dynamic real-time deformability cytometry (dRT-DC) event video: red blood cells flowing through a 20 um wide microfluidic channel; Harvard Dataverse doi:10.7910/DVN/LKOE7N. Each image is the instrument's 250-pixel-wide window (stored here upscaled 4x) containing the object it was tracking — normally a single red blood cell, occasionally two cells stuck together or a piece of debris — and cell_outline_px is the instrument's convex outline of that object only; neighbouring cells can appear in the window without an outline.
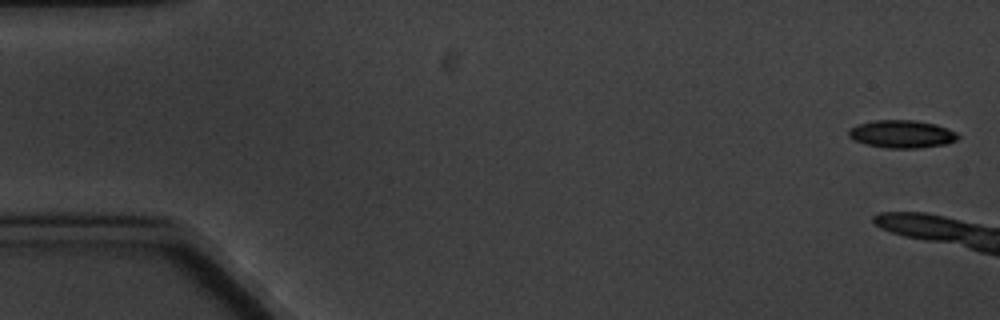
{"species": "common noctule bat (a hibernating species)", "species_latin": "Nyctalus noctula", "temperature_condition": "cold", "stored_images_in_passage": 4, "camera_frame_rate_fps": 3000, "um_per_image_px": 0.085, "animal": {"sex": "male", "body_mass_g": 20.1, "forearm_length_mm": 53.5}, "frame": {"image": 1, "passage_image": 1, "time_ms": 0.0, "image_size_px": [1000, 320], "cell_outline_px": [[960, 136], [956, 140], [948, 144], [916, 148], [888, 148], [868, 144], [856, 140], [848, 136], [848, 128], [856, 124], [876, 120], [912, 120], [936, 124], [956, 132]], "centroid_in_image_um": [76.66, 11.39], "position_along_channel_um": 8.3, "area_um2": 17.63}}